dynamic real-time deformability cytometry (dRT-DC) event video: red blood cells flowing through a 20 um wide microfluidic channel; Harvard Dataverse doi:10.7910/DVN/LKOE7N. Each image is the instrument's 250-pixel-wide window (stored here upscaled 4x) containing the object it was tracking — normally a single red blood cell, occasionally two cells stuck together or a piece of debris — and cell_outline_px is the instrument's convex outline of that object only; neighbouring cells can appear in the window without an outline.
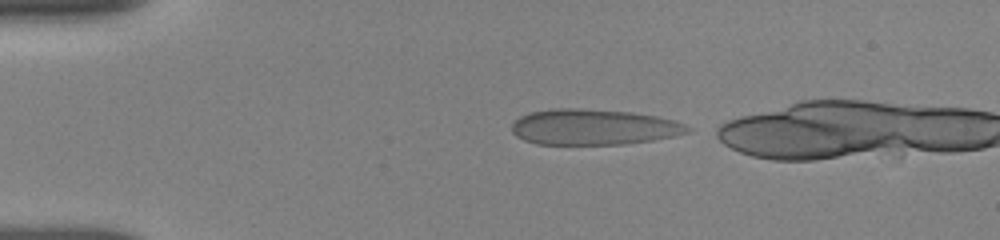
{"species": "human", "species_latin": "Homo sapiens", "temperature_condition": "room temperature", "stored_images_in_passage": 4, "camera_frame_rate_fps": 3000, "um_per_image_px": 0.085, "donor": {"sex": "female"}, "frame": {"image": 1, "passage_image": 1, "time_ms": 0.0, "image_size_px": [1000, 240], "cell_outline_px": [[692, 132], [652, 140], [624, 144], [536, 144], [524, 140], [516, 136], [512, 132], [512, 124], [520, 116], [528, 112], [552, 108], [580, 108], [632, 112], [656, 116], [676, 120], [692, 128]], "centroid_in_image_um": [50.45, 10.79], "position_along_channel_um": 34.5, "area_um2": 36.82}}
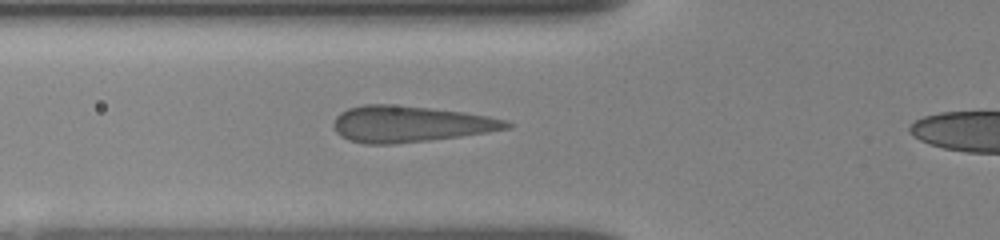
{"frame": {"image": 2, "passage_image": 4, "time_ms": 2.667, "image_size_px": [1000, 240], "cell_outline_px": [[512, 128], [488, 132], [460, 136], [428, 140], [392, 144], [364, 144], [348, 140], [340, 136], [336, 132], [332, 124], [336, 116], [340, 112], [348, 108], [364, 104], [388, 104], [428, 108], [464, 112], [488, 116], [508, 120], [512, 124]], "centroid_in_image_um": [34.84, 10.54], "position_along_channel_um": 91.0, "area_um2": 36.59}}